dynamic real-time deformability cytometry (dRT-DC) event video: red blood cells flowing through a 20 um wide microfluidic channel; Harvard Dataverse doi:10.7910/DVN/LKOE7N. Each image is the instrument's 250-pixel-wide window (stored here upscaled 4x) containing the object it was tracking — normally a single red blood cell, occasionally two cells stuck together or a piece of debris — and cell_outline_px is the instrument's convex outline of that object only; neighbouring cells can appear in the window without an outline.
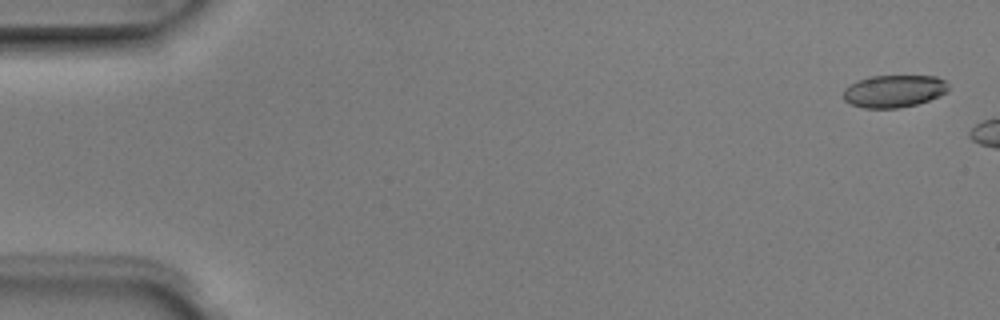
{"species": "Egyptian fruit bat (a non-hibernating species)", "species_latin": "Rousettus aegyptiacus", "temperature_condition": "room temperature", "stored_images_in_passage": 2, "camera_frame_rate_fps": 3000, "um_per_image_px": 0.085, "animal": {"sex": "male"}, "frame": {"image": 1, "passage_image": 1, "time_ms": 0.0, "image_size_px": [1000, 320], "cell_outline_px": [[948, 92], [940, 96], [916, 104], [900, 108], [864, 108], [852, 104], [844, 100], [844, 88], [848, 84], [856, 80], [872, 76], [936, 76], [944, 80], [948, 84]], "centroid_in_image_um": [75.98, 7.74], "position_along_channel_um": 9.0, "area_um2": 19.94}}